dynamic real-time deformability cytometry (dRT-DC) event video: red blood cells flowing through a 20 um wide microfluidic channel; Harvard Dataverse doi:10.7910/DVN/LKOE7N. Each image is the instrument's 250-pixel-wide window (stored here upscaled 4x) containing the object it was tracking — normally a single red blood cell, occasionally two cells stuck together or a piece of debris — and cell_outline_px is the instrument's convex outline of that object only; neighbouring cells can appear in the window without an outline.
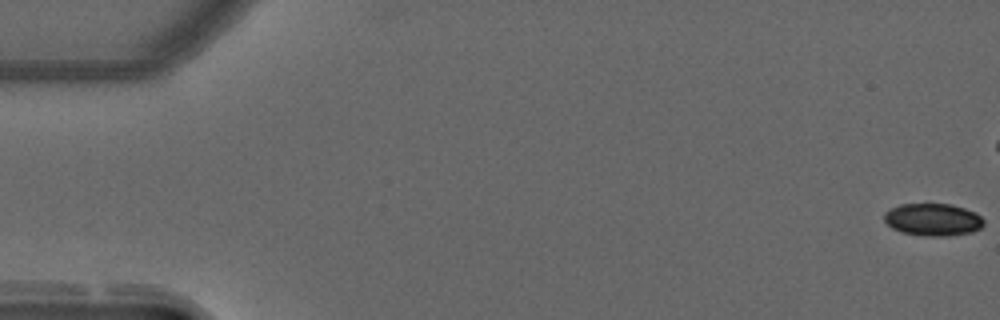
{"species": "common noctule bat (a hibernating species)", "species_latin": "Nyctalus noctula", "temperature_condition": "warm", "stored_images_in_passage": 8, "camera_frame_rate_fps": 3000, "um_per_image_px": 0.085, "animal": {"sex": "male", "forearm_length_mm": 52.5}, "frame": {"image": 1, "passage_image": 1, "time_ms": 0.0, "image_size_px": [1000, 320], "cell_outline_px": [[984, 224], [980, 228], [972, 232], [948, 236], [924, 236], [900, 232], [892, 228], [884, 220], [884, 212], [900, 204], [952, 204], [976, 212], [984, 220]], "centroid_in_image_um": [79.3, 18.67], "position_along_channel_um": 5.7, "area_um2": 18.9}}